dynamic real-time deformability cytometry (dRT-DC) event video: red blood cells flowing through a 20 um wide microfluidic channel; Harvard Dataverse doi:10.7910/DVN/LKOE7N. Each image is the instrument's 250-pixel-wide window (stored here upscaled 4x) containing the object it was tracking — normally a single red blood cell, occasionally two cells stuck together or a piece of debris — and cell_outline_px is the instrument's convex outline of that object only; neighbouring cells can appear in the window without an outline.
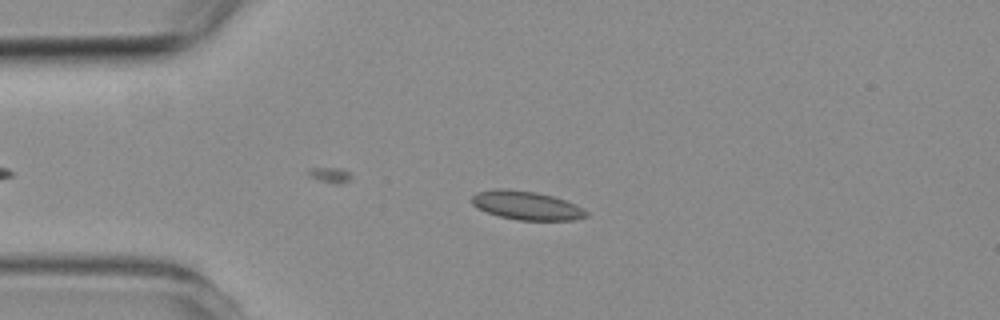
{"species": "common noctule bat (a hibernating species)", "species_latin": "Nyctalus noctula", "temperature_condition": "room temperature", "stored_images_in_passage": 6, "camera_frame_rate_fps": 3000, "um_per_image_px": 0.085, "animal": {"sex": "female", "body_mass_g": 19.3, "forearm_length_mm": 54.1}, "frame": {"image": 1, "passage_image": 4, "time_ms": 3.333, "image_size_px": [1000, 320], "cell_outline_px": [[588, 216], [572, 220], [516, 220], [500, 216], [488, 212], [472, 204], [472, 196], [476, 192], [492, 188], [508, 188], [536, 192], [552, 196], [576, 204], [588, 212]], "centroid_in_image_um": [44.74, 17.45], "position_along_channel_um": 40.3, "area_um2": 19.13}}
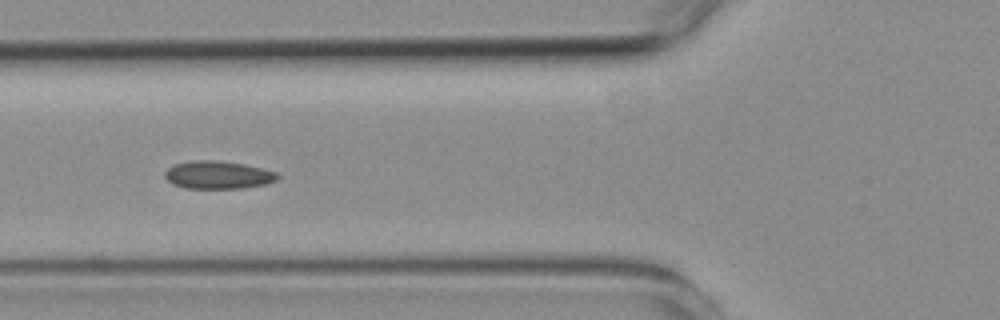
{"frame": {"image": 2, "passage_image": 6, "time_ms": 5.667, "image_size_px": [1000, 320], "cell_outline_px": [[280, 176], [276, 180], [264, 184], [244, 188], [184, 188], [172, 184], [164, 176], [164, 172], [168, 168], [176, 164], [192, 160], [216, 160], [244, 164], [276, 172]], "centroid_in_image_um": [18.5, 14.87], "position_along_channel_um": 107.3, "area_um2": 18.21}}